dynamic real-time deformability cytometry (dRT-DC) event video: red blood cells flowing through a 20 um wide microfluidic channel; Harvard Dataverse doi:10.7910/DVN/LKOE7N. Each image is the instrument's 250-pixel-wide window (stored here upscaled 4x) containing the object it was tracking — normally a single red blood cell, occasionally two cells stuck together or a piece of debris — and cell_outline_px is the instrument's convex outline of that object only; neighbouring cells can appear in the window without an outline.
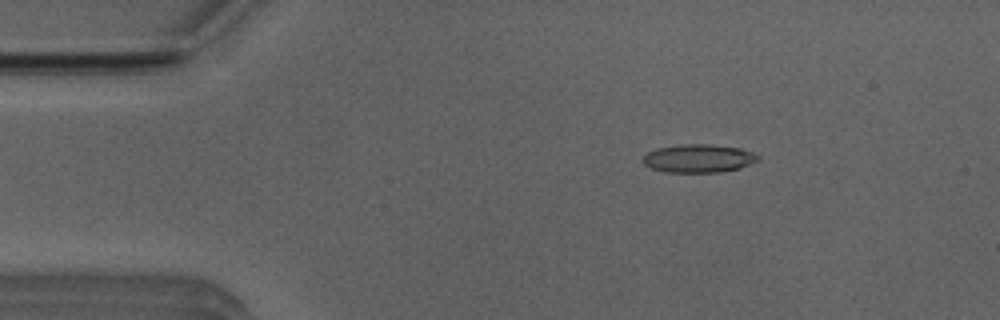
{"species": "Egyptian fruit bat (a non-hibernating species)", "species_latin": "Rousettus aegyptiacus", "temperature_condition": "room temperature", "stored_images_in_passage": 48, "camera_frame_rate_fps": 3000, "um_per_image_px": 0.085, "animal": {"sex": "male"}, "frame": {"image": 1, "passage_image": 5, "time_ms": 1.333, "image_size_px": [1000, 320], "cell_outline_px": [[760, 160], [740, 168], [720, 172], [664, 172], [652, 168], [644, 164], [644, 156], [648, 152], [656, 148], [684, 144], [708, 144], [740, 148], [752, 152], [760, 156]], "centroid_in_image_um": [59.41, 13.46], "position_along_channel_um": 25.6, "area_um2": 18.9}}
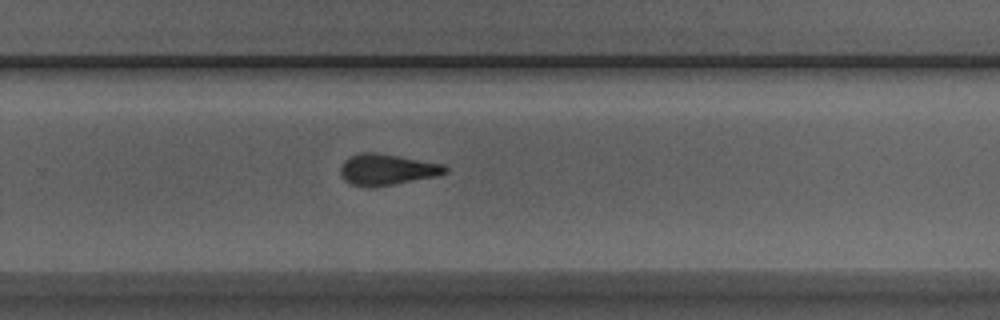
{"frame": {"image": 2, "passage_image": 30, "time_ms": 9.667, "image_size_px": [1000, 320], "cell_outline_px": [[448, 172], [436, 176], [376, 188], [372, 188], [352, 184], [344, 180], [340, 176], [340, 168], [344, 160], [348, 156], [360, 152], [376, 152], [444, 164], [448, 168]], "centroid_in_image_um": [32.86, 14.41], "position_along_channel_um": 296.9, "area_um2": 19.31}}
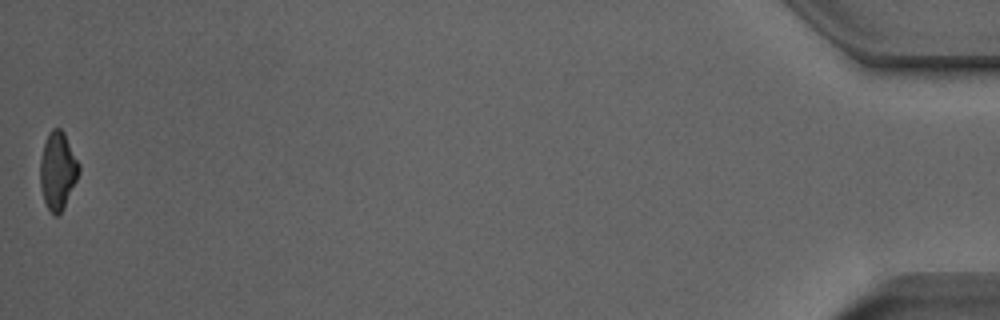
{"frame": {"image": 3, "passage_image": 48, "time_ms": 15.667, "image_size_px": [1000, 320], "cell_outline_px": [[80, 172], [64, 208], [56, 216], [52, 216], [44, 200], [40, 188], [40, 160], [44, 144], [48, 132], [52, 128], [60, 128], [64, 132], [80, 164]], "centroid_in_image_um": [4.91, 14.51], "position_along_channel_um": 430.3, "area_um2": 17.69}, "authors_computed_cell_mechanics": {"area_um2": 18.7272, "velocity_mm_per_s": 3.9707, "shape_relaxation_time_tau1_ms": null, "shape_relaxation_time_tau2_ms": 2.1651, "deformation_change_tau1": null, "deformation_change_tau2": 0.1102}}